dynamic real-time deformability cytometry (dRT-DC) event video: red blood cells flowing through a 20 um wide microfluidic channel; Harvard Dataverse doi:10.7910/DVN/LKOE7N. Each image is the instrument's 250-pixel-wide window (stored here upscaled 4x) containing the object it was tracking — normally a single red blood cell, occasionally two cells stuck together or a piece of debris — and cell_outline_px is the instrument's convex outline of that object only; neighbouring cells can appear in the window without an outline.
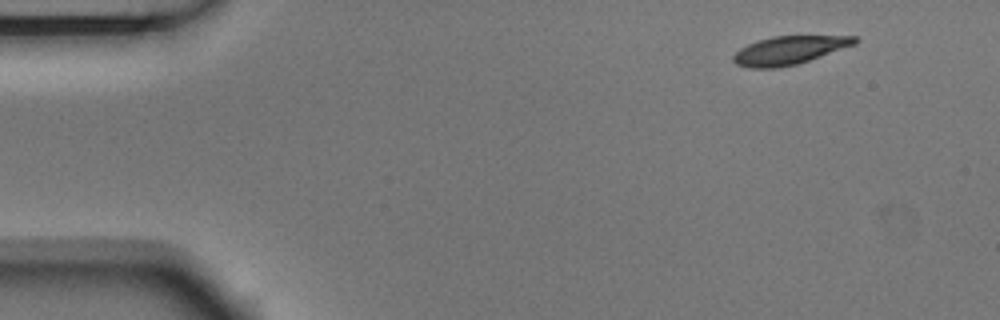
{"species": "Egyptian fruit bat (a non-hibernating species)", "species_latin": "Rousettus aegyptiacus", "temperature_condition": "room temperature", "stored_images_in_passage": 5, "segment_of_instrument_passage": [2, 2], "camera_frame_rate_fps": 3000, "um_per_image_px": 0.085, "animal": {"sex": "male"}, "frame": {"image": 1, "passage_image": 5, "time_ms": 1.333, "image_size_px": [1000, 320], "cell_outline_px": [[860, 40], [856, 44], [796, 64], [776, 68], [748, 68], [736, 64], [732, 60], [732, 56], [740, 48], [756, 40], [772, 36], [856, 36]], "centroid_in_image_um": [67.05, 4.27], "position_along_channel_um": 18.0, "area_um2": 20.0}}